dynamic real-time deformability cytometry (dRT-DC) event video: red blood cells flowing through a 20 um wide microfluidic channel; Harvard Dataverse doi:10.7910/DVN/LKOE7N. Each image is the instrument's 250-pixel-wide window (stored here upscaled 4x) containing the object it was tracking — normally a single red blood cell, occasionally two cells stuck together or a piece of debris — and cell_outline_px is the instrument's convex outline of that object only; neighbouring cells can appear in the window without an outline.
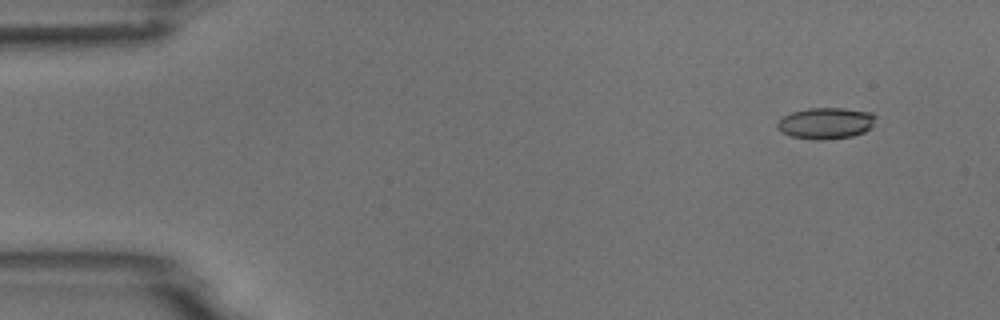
{"species": "common noctule bat (a hibernating species)", "species_latin": "Nyctalus noctula", "temperature_condition": "room temperature", "stored_images_in_passage": 5, "camera_frame_rate_fps": 3000, "um_per_image_px": 0.085, "animal": {"sex": "male", "body_mass_g": 18.8}, "frame": {"image": 1, "passage_image": 2, "time_ms": 1.333, "image_size_px": [1000, 320], "cell_outline_px": [[876, 116], [872, 128], [864, 132], [852, 136], [824, 140], [816, 140], [788, 136], [780, 132], [776, 128], [776, 124], [784, 116], [792, 112], [808, 108], [844, 108], [872, 112]], "centroid_in_image_um": [70.19, 10.48], "position_along_channel_um": 14.8, "area_um2": 18.21}}
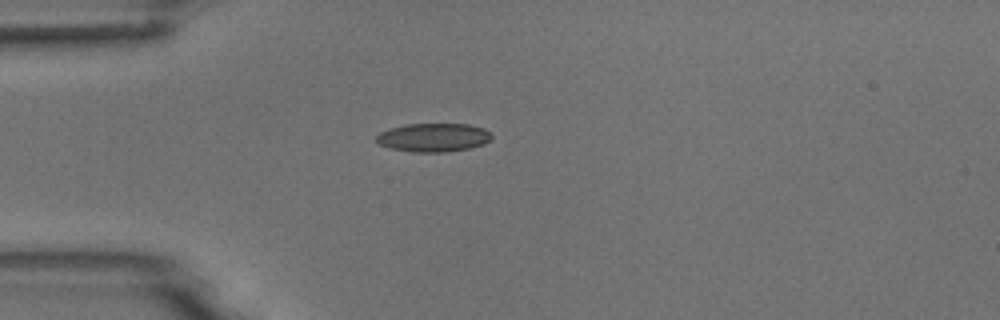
{"frame": {"image": 2, "passage_image": 5, "time_ms": 4.667, "image_size_px": [1000, 320], "cell_outline_px": [[492, 136], [484, 144], [468, 148], [444, 152], [412, 152], [392, 148], [380, 144], [376, 140], [376, 136], [380, 132], [388, 128], [404, 124], [468, 124], [484, 128], [492, 132]], "centroid_in_image_um": [36.84, 11.67], "position_along_channel_um": 48.2, "area_um2": 19.19}}